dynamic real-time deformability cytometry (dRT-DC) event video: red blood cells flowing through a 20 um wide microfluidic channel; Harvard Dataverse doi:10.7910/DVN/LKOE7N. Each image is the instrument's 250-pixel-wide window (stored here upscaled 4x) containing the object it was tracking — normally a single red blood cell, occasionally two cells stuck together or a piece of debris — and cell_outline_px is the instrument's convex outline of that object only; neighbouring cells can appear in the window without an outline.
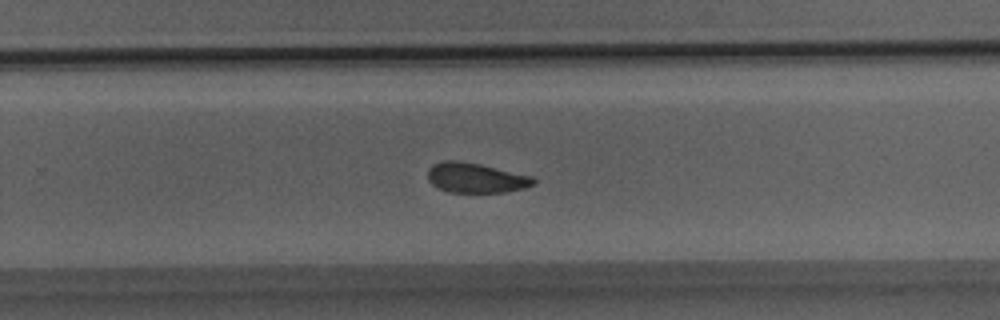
{"species": "Egyptian fruit bat (a non-hibernating species)", "species_latin": "Rousettus aegyptiacus", "temperature_condition": "room temperature", "stored_images_in_passage": 37, "camera_frame_rate_fps": 3000, "um_per_image_px": 0.085, "animal": {"sex": "male"}, "frame": {"image": 1, "passage_image": 23, "time_ms": 7.333, "image_size_px": [1000, 320], "cell_outline_px": [[536, 184], [524, 188], [504, 192], [448, 192], [436, 188], [428, 180], [428, 168], [432, 164], [444, 160], [460, 160], [480, 164], [532, 176], [536, 180]], "centroid_in_image_um": [40.41, 15.11], "position_along_channel_um": 289.4, "area_um2": 18.61}}
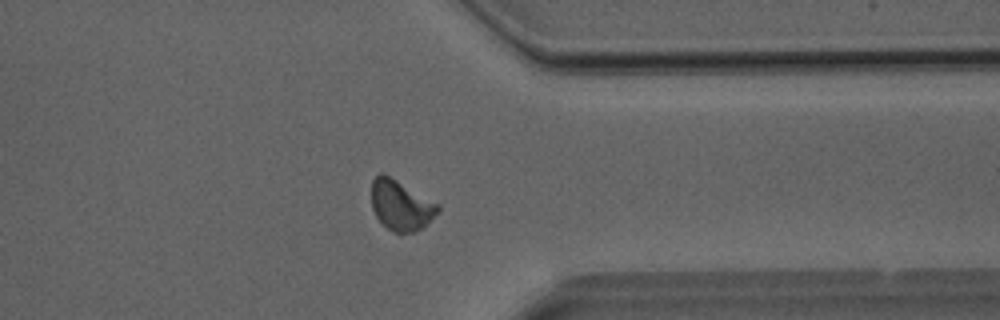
{"frame": {"image": 2, "passage_image": 28, "time_ms": 9.0, "image_size_px": [1000, 320], "cell_outline_px": [[440, 208], [420, 228], [412, 232], [392, 232], [376, 216], [372, 208], [372, 180], [380, 172], [384, 172], [440, 204]], "centroid_in_image_um": [34.04, 17.39], "position_along_channel_um": 377.4, "area_um2": 19.13}}
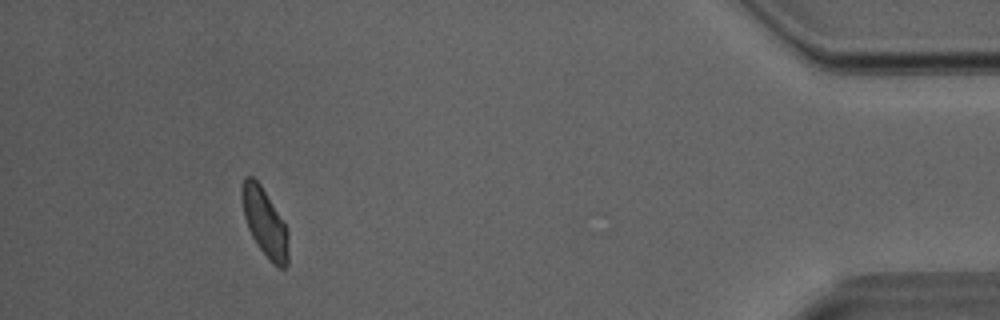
{"frame": {"image": 3, "passage_image": 33, "time_ms": 10.667, "image_size_px": [1000, 320], "cell_outline_px": [[288, 264], [284, 268], [280, 268], [272, 264], [256, 244], [248, 228], [244, 216], [240, 196], [240, 188], [244, 176], [252, 176], [260, 184], [284, 220], [288, 228]], "centroid_in_image_um": [22.5, 18.9], "position_along_channel_um": 412.7, "area_um2": 18.84}}